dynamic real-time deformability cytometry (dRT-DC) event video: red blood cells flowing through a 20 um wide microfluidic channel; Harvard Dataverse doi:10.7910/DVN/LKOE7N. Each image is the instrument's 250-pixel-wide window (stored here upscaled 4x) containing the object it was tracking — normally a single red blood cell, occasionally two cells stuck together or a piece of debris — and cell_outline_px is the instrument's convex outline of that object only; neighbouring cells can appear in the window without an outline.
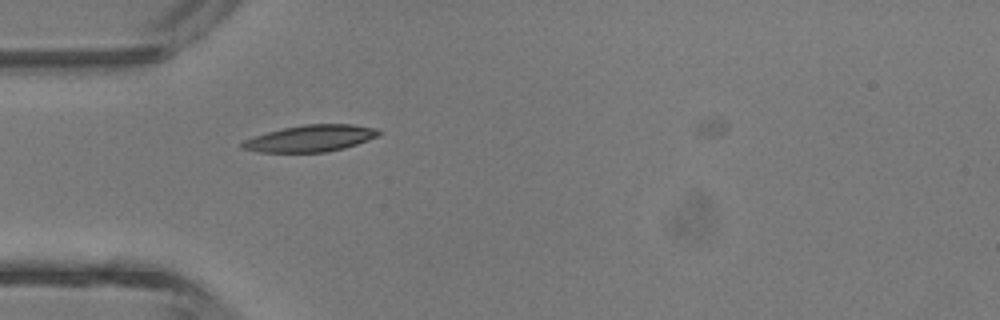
{"species": "common noctule bat (a hibernating species)", "species_latin": "Nyctalus noctula", "temperature_condition": "room temperature", "stored_images_in_passage": 2, "camera_frame_rate_fps": 3000, "um_per_image_px": 0.085, "animal": {"sex": "male", "body_mass_g": 13.3}, "frame": {"image": 1, "passage_image": 2, "time_ms": 1.333, "image_size_px": [1000, 320], "cell_outline_px": [[380, 136], [344, 148], [324, 152], [260, 152], [240, 148], [240, 144], [244, 140], [268, 132], [284, 128], [304, 124], [352, 124], [376, 128], [380, 132]], "centroid_in_image_um": [26.41, 11.76], "position_along_channel_um": 58.6, "area_um2": 21.04}}